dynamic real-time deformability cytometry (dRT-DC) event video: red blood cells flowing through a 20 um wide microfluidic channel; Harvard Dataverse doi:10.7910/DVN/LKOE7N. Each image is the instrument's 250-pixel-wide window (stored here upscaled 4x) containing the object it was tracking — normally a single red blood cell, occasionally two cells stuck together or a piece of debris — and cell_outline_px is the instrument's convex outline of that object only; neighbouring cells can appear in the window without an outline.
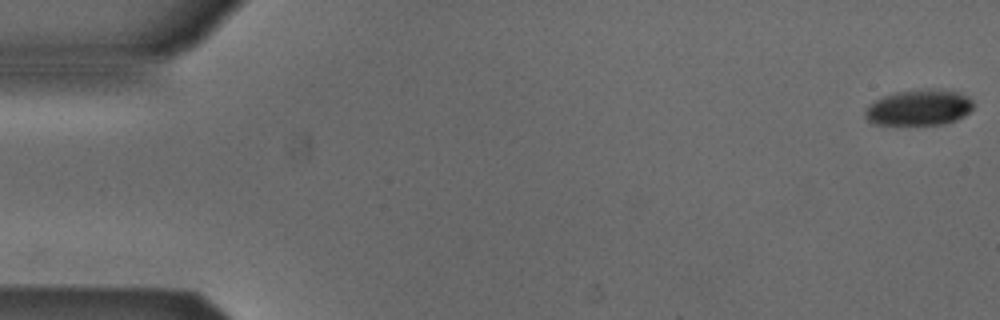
{"species": "Egyptian fruit bat (a non-hibernating species)", "species_latin": "Rousettus aegyptiacus", "temperature_condition": "cold", "stored_images_in_passage": 53, "camera_frame_rate_fps": 3000, "um_per_image_px": 0.085, "animal": {"sex": "male"}, "frame": {"image": 1, "passage_image": 1, "time_ms": 0.0, "image_size_px": [1000, 320], "cell_outline_px": [[972, 108], [964, 116], [956, 120], [944, 124], [872, 124], [864, 116], [864, 112], [876, 100], [884, 96], [896, 92], [956, 92], [968, 96], [972, 100]], "centroid_in_image_um": [78.1, 9.2], "position_along_channel_um": 6.9, "area_um2": 21.44}}
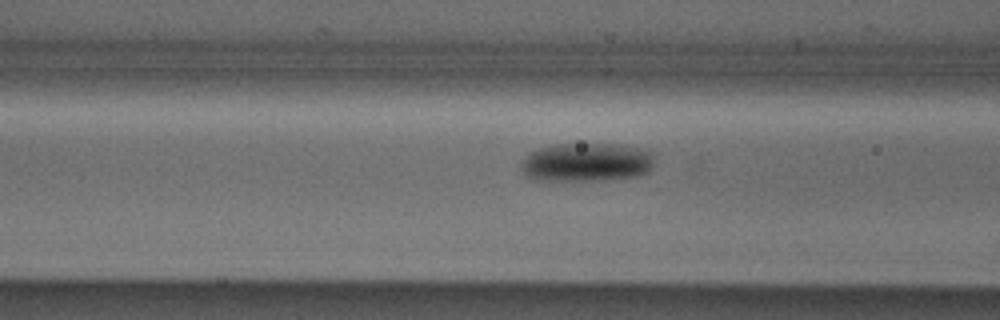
{"frame": {"image": 2, "passage_image": 21, "time_ms": 6.667, "image_size_px": [1000, 320], "cell_outline_px": [[652, 168], [648, 172], [636, 176], [612, 180], [536, 180], [528, 176], [520, 168], [520, 164], [528, 152], [540, 148], [556, 144], [612, 144], [636, 148], [652, 152]], "centroid_in_image_um": [49.82, 13.8], "position_along_channel_um": 116.8, "area_um2": 30.0}}
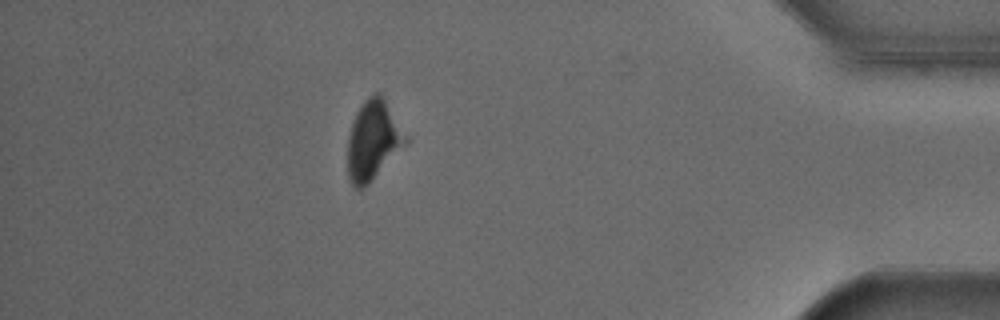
{"frame": {"image": 3, "passage_image": 47, "time_ms": 15.333, "image_size_px": [1000, 320], "cell_outline_px": [[408, 140], [368, 184], [360, 188], [356, 188], [352, 184], [348, 176], [348, 136], [356, 112], [360, 104], [368, 96], [376, 92], [380, 92], [408, 136]], "centroid_in_image_um": [31.7, 11.88], "position_along_channel_um": 403.5, "area_um2": 26.36}}